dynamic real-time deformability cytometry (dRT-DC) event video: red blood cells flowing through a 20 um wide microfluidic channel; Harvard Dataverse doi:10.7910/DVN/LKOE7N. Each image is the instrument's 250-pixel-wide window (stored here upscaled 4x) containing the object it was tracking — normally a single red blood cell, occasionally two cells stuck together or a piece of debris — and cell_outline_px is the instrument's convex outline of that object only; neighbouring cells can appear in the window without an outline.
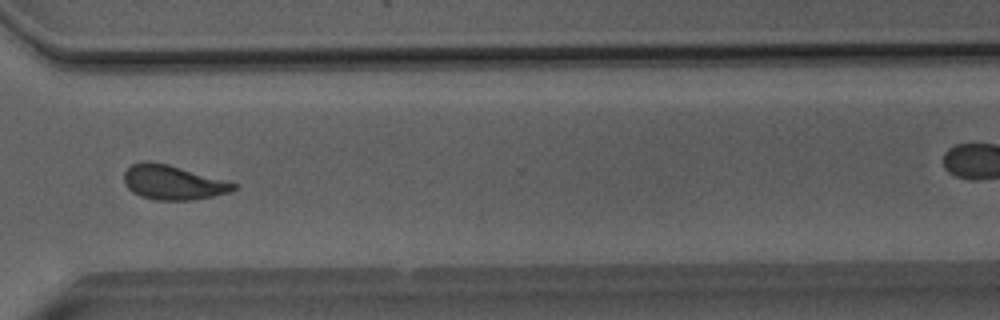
{"species": "Egyptian fruit bat (a non-hibernating species)", "species_latin": "Rousettus aegyptiacus", "temperature_condition": "room temperature", "stored_images_in_passage": 51, "camera_frame_rate_fps": 3000, "um_per_image_px": 0.085, "animal": {"sex": "male"}, "frame": {"image": 1, "passage_image": 37, "time_ms": 12.0, "image_size_px": [1000, 320], "cell_outline_px": [[236, 188], [228, 192], [212, 196], [192, 200], [156, 200], [140, 196], [132, 192], [124, 184], [124, 172], [132, 164], [144, 160], [148, 160], [168, 164], [228, 180], [236, 184]], "centroid_in_image_um": [14.67, 15.49], "position_along_channel_um": 355.9, "area_um2": 22.14}}
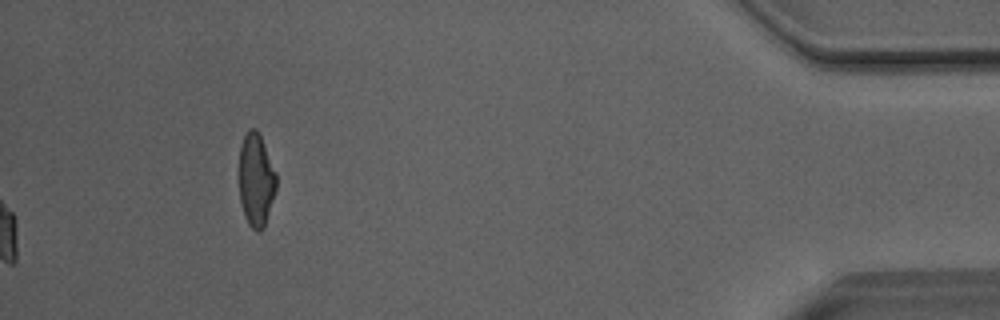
{"frame": {"image": 2, "passage_image": 51, "time_ms": 16.667, "image_size_px": [1000, 320], "cell_outline_px": [[276, 188], [264, 228], [260, 232], [256, 232], [248, 224], [244, 216], [240, 200], [240, 144], [248, 128], [256, 128], [260, 136], [276, 172]], "centroid_in_image_um": [21.76, 15.31], "position_along_channel_um": 413.4, "area_um2": 20.06}, "authors_computed_cell_mechanics": {"area_um2": 22.253, "velocity_mm_per_s": 4.0291, "shape_relaxation_time_tau1_ms": 6.8006, "shape_relaxation_time_tau2_ms": 1.02, "deformation_change_tau1": 0.1496, "deformation_change_tau2": 0.0549}}